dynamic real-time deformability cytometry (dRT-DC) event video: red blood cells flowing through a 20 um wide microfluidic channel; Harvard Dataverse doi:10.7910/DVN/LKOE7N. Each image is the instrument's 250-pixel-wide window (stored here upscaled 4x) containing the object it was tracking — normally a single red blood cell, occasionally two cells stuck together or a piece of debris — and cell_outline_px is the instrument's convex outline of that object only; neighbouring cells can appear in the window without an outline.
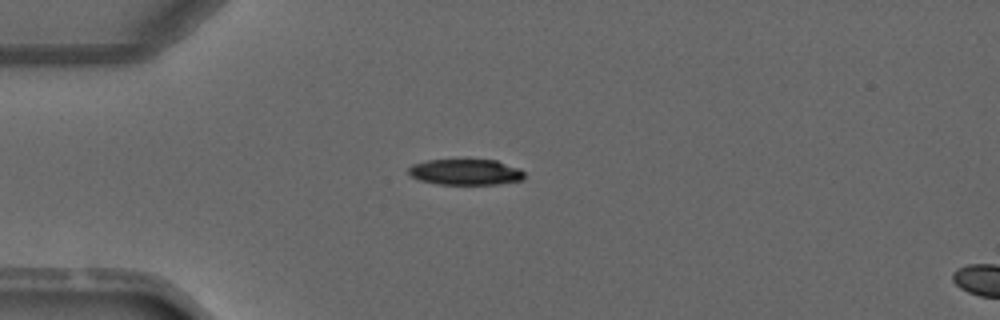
{"species": "common noctule bat (a hibernating species)", "species_latin": "Nyctalus noctula", "temperature_condition": "warm", "stored_images_in_passage": 2, "segment_of_instrument_passage": [1, 2], "camera_frame_rate_fps": 3000, "um_per_image_px": 0.085, "animal": {"sex": "male", "forearm_length_mm": 52.5}, "frame": {"image": 1, "passage_image": 1, "time_ms": 0.0, "image_size_px": [1000, 320], "cell_outline_px": [[524, 180], [500, 184], [436, 184], [420, 180], [408, 176], [408, 168], [412, 164], [428, 160], [468, 156], [496, 160], [520, 168], [524, 172]], "centroid_in_image_um": [39.57, 14.57], "position_along_channel_um": 45.4, "area_um2": 18.61}}